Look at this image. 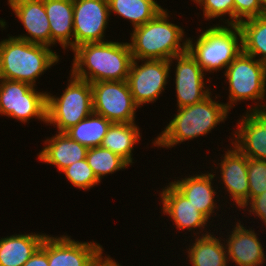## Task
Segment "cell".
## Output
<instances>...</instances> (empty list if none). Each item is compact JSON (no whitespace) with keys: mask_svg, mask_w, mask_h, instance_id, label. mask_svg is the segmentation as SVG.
Returning <instances> with one entry per match:
<instances>
[{"mask_svg":"<svg viewBox=\"0 0 266 266\" xmlns=\"http://www.w3.org/2000/svg\"><path fill=\"white\" fill-rule=\"evenodd\" d=\"M71 73L90 83L125 81L133 61L128 42L104 41L76 47Z\"/></svg>","mask_w":266,"mask_h":266,"instance_id":"6da1fadb","label":"cell"},{"mask_svg":"<svg viewBox=\"0 0 266 266\" xmlns=\"http://www.w3.org/2000/svg\"><path fill=\"white\" fill-rule=\"evenodd\" d=\"M67 87L60 96L47 92L46 125H53L57 132H66L93 113L91 83L69 75Z\"/></svg>","mask_w":266,"mask_h":266,"instance_id":"52a82bcc","label":"cell"},{"mask_svg":"<svg viewBox=\"0 0 266 266\" xmlns=\"http://www.w3.org/2000/svg\"><path fill=\"white\" fill-rule=\"evenodd\" d=\"M212 233V234H211ZM195 236L187 249V258L191 266H228L227 251L221 237L211 232Z\"/></svg>","mask_w":266,"mask_h":266,"instance_id":"603a6c76","label":"cell"},{"mask_svg":"<svg viewBox=\"0 0 266 266\" xmlns=\"http://www.w3.org/2000/svg\"><path fill=\"white\" fill-rule=\"evenodd\" d=\"M262 11L266 14V0H259Z\"/></svg>","mask_w":266,"mask_h":266,"instance_id":"d590c367","label":"cell"},{"mask_svg":"<svg viewBox=\"0 0 266 266\" xmlns=\"http://www.w3.org/2000/svg\"><path fill=\"white\" fill-rule=\"evenodd\" d=\"M45 146L38 153L39 161L54 165L61 172L73 163L86 159L88 148L74 141L65 132H57L44 140Z\"/></svg>","mask_w":266,"mask_h":266,"instance_id":"ffe728a7","label":"cell"},{"mask_svg":"<svg viewBox=\"0 0 266 266\" xmlns=\"http://www.w3.org/2000/svg\"><path fill=\"white\" fill-rule=\"evenodd\" d=\"M169 185L163 187L161 194L159 193L160 202L162 203V213L168 215V218H171V221L174 223V227L177 230H187L192 232L196 230V236L199 234L206 235L210 232L206 231L208 220L200 211L193 206L189 200L183 196L170 182ZM206 231L205 233L203 231ZM203 232V233H202ZM198 234V235H197Z\"/></svg>","mask_w":266,"mask_h":266,"instance_id":"9a60e30c","label":"cell"},{"mask_svg":"<svg viewBox=\"0 0 266 266\" xmlns=\"http://www.w3.org/2000/svg\"><path fill=\"white\" fill-rule=\"evenodd\" d=\"M109 17L108 0H73V50L82 44L104 42Z\"/></svg>","mask_w":266,"mask_h":266,"instance_id":"8fae6325","label":"cell"},{"mask_svg":"<svg viewBox=\"0 0 266 266\" xmlns=\"http://www.w3.org/2000/svg\"><path fill=\"white\" fill-rule=\"evenodd\" d=\"M49 20L51 46L60 44L73 51V0H44Z\"/></svg>","mask_w":266,"mask_h":266,"instance_id":"44dd1931","label":"cell"},{"mask_svg":"<svg viewBox=\"0 0 266 266\" xmlns=\"http://www.w3.org/2000/svg\"><path fill=\"white\" fill-rule=\"evenodd\" d=\"M111 124L112 122L105 117L92 113L65 133L79 144L87 148H94L101 146Z\"/></svg>","mask_w":266,"mask_h":266,"instance_id":"4316f807","label":"cell"},{"mask_svg":"<svg viewBox=\"0 0 266 266\" xmlns=\"http://www.w3.org/2000/svg\"><path fill=\"white\" fill-rule=\"evenodd\" d=\"M239 27L243 52L266 64V14L243 20Z\"/></svg>","mask_w":266,"mask_h":266,"instance_id":"484cf974","label":"cell"},{"mask_svg":"<svg viewBox=\"0 0 266 266\" xmlns=\"http://www.w3.org/2000/svg\"><path fill=\"white\" fill-rule=\"evenodd\" d=\"M47 91L19 81L0 78V115L28 123L36 118L46 124Z\"/></svg>","mask_w":266,"mask_h":266,"instance_id":"ba28073f","label":"cell"},{"mask_svg":"<svg viewBox=\"0 0 266 266\" xmlns=\"http://www.w3.org/2000/svg\"><path fill=\"white\" fill-rule=\"evenodd\" d=\"M141 65H138L139 62ZM144 61V62H143ZM174 65L169 60H137L133 59L127 83L134 102L141 108L143 104L154 103L165 91L170 69Z\"/></svg>","mask_w":266,"mask_h":266,"instance_id":"30bf717a","label":"cell"},{"mask_svg":"<svg viewBox=\"0 0 266 266\" xmlns=\"http://www.w3.org/2000/svg\"><path fill=\"white\" fill-rule=\"evenodd\" d=\"M93 113L112 123L136 122V110L140 108L133 99L127 80L91 83Z\"/></svg>","mask_w":266,"mask_h":266,"instance_id":"9c48e42d","label":"cell"},{"mask_svg":"<svg viewBox=\"0 0 266 266\" xmlns=\"http://www.w3.org/2000/svg\"><path fill=\"white\" fill-rule=\"evenodd\" d=\"M10 9L22 23L26 34L14 36L30 43L51 47L49 20L44 8V0H7Z\"/></svg>","mask_w":266,"mask_h":266,"instance_id":"ac0fdd59","label":"cell"},{"mask_svg":"<svg viewBox=\"0 0 266 266\" xmlns=\"http://www.w3.org/2000/svg\"><path fill=\"white\" fill-rule=\"evenodd\" d=\"M41 248L47 253L49 266H94L103 253L100 243L82 242L69 235H46Z\"/></svg>","mask_w":266,"mask_h":266,"instance_id":"7c38bea8","label":"cell"},{"mask_svg":"<svg viewBox=\"0 0 266 266\" xmlns=\"http://www.w3.org/2000/svg\"><path fill=\"white\" fill-rule=\"evenodd\" d=\"M198 31L201 34L196 40L188 38L187 51L205 73L226 69L243 51L239 25H209Z\"/></svg>","mask_w":266,"mask_h":266,"instance_id":"5b68a950","label":"cell"},{"mask_svg":"<svg viewBox=\"0 0 266 266\" xmlns=\"http://www.w3.org/2000/svg\"><path fill=\"white\" fill-rule=\"evenodd\" d=\"M249 201L266 191V161L248 158Z\"/></svg>","mask_w":266,"mask_h":266,"instance_id":"4dcf8cb0","label":"cell"},{"mask_svg":"<svg viewBox=\"0 0 266 266\" xmlns=\"http://www.w3.org/2000/svg\"><path fill=\"white\" fill-rule=\"evenodd\" d=\"M102 253L100 257L95 261L94 266H122L118 262H116L110 255H105Z\"/></svg>","mask_w":266,"mask_h":266,"instance_id":"e575fe53","label":"cell"},{"mask_svg":"<svg viewBox=\"0 0 266 266\" xmlns=\"http://www.w3.org/2000/svg\"><path fill=\"white\" fill-rule=\"evenodd\" d=\"M244 113L236 123L237 129L231 133L235 140L232 139L231 144L249 159L266 161V109Z\"/></svg>","mask_w":266,"mask_h":266,"instance_id":"2e32d148","label":"cell"},{"mask_svg":"<svg viewBox=\"0 0 266 266\" xmlns=\"http://www.w3.org/2000/svg\"><path fill=\"white\" fill-rule=\"evenodd\" d=\"M46 235L32 232L0 238V266H23L41 247Z\"/></svg>","mask_w":266,"mask_h":266,"instance_id":"7402d4cb","label":"cell"},{"mask_svg":"<svg viewBox=\"0 0 266 266\" xmlns=\"http://www.w3.org/2000/svg\"><path fill=\"white\" fill-rule=\"evenodd\" d=\"M86 160L100 182L104 178L103 176L106 177L108 174L116 173L130 166L119 155L101 146L88 148Z\"/></svg>","mask_w":266,"mask_h":266,"instance_id":"83f0119b","label":"cell"},{"mask_svg":"<svg viewBox=\"0 0 266 266\" xmlns=\"http://www.w3.org/2000/svg\"><path fill=\"white\" fill-rule=\"evenodd\" d=\"M23 266H49L47 253L40 247Z\"/></svg>","mask_w":266,"mask_h":266,"instance_id":"836d02e7","label":"cell"},{"mask_svg":"<svg viewBox=\"0 0 266 266\" xmlns=\"http://www.w3.org/2000/svg\"><path fill=\"white\" fill-rule=\"evenodd\" d=\"M169 17L167 9H162L152 20L133 29L129 40L133 59L170 60L187 51L185 29L169 22Z\"/></svg>","mask_w":266,"mask_h":266,"instance_id":"277c9868","label":"cell"},{"mask_svg":"<svg viewBox=\"0 0 266 266\" xmlns=\"http://www.w3.org/2000/svg\"><path fill=\"white\" fill-rule=\"evenodd\" d=\"M173 62H176L175 78L173 79L175 81L176 105L178 108L198 103L213 92L211 87L210 89L207 87V83L210 82L211 78L205 81L206 73L188 51L169 60L171 65Z\"/></svg>","mask_w":266,"mask_h":266,"instance_id":"4fadbf2b","label":"cell"},{"mask_svg":"<svg viewBox=\"0 0 266 266\" xmlns=\"http://www.w3.org/2000/svg\"><path fill=\"white\" fill-rule=\"evenodd\" d=\"M51 47L9 36L0 41V78L28 83L36 81L59 62Z\"/></svg>","mask_w":266,"mask_h":266,"instance_id":"3957f363","label":"cell"},{"mask_svg":"<svg viewBox=\"0 0 266 266\" xmlns=\"http://www.w3.org/2000/svg\"><path fill=\"white\" fill-rule=\"evenodd\" d=\"M135 123H112L101 143V147L119 155L129 165L134 163L133 150L142 137Z\"/></svg>","mask_w":266,"mask_h":266,"instance_id":"cb8c5ba5","label":"cell"},{"mask_svg":"<svg viewBox=\"0 0 266 266\" xmlns=\"http://www.w3.org/2000/svg\"><path fill=\"white\" fill-rule=\"evenodd\" d=\"M230 233V234H229ZM227 232V238L223 239L228 263L232 261L238 266H260L266 262L264 244L258 238L257 232L252 227L247 229L241 221L234 224L231 232ZM263 244V245H262Z\"/></svg>","mask_w":266,"mask_h":266,"instance_id":"e0dca14e","label":"cell"},{"mask_svg":"<svg viewBox=\"0 0 266 266\" xmlns=\"http://www.w3.org/2000/svg\"><path fill=\"white\" fill-rule=\"evenodd\" d=\"M224 76L229 85V101L225 103L229 111L245 100L256 103L247 112L266 109V64L242 51L225 69Z\"/></svg>","mask_w":266,"mask_h":266,"instance_id":"8992f818","label":"cell"},{"mask_svg":"<svg viewBox=\"0 0 266 266\" xmlns=\"http://www.w3.org/2000/svg\"><path fill=\"white\" fill-rule=\"evenodd\" d=\"M109 13L129 20L133 29L152 20L163 8L155 0H108Z\"/></svg>","mask_w":266,"mask_h":266,"instance_id":"d4e9b609","label":"cell"},{"mask_svg":"<svg viewBox=\"0 0 266 266\" xmlns=\"http://www.w3.org/2000/svg\"><path fill=\"white\" fill-rule=\"evenodd\" d=\"M74 187L88 191L101 183L86 159L77 161L61 171Z\"/></svg>","mask_w":266,"mask_h":266,"instance_id":"f1b7e54d","label":"cell"},{"mask_svg":"<svg viewBox=\"0 0 266 266\" xmlns=\"http://www.w3.org/2000/svg\"><path fill=\"white\" fill-rule=\"evenodd\" d=\"M231 145L230 150L228 148L221 156V162L216 164L220 166L214 169L220 167V183L224 184V190L228 192L230 200H233V205L240 210L249 202L248 157Z\"/></svg>","mask_w":266,"mask_h":266,"instance_id":"5bb4252c","label":"cell"},{"mask_svg":"<svg viewBox=\"0 0 266 266\" xmlns=\"http://www.w3.org/2000/svg\"><path fill=\"white\" fill-rule=\"evenodd\" d=\"M214 173V174H213ZM206 172L189 177L177 178L174 182H170L189 202L197 208L208 220L212 219V215L216 214V209L220 207L215 199L217 194L213 180L217 174L216 172ZM181 179V180H180ZM216 188V189H214ZM218 204V205H217ZM215 213V214H213Z\"/></svg>","mask_w":266,"mask_h":266,"instance_id":"d6986e66","label":"cell"},{"mask_svg":"<svg viewBox=\"0 0 266 266\" xmlns=\"http://www.w3.org/2000/svg\"><path fill=\"white\" fill-rule=\"evenodd\" d=\"M212 93L204 100L177 109L164 130L152 141L155 147L173 148L182 142L206 136L220 123H225L229 110L225 103L212 99Z\"/></svg>","mask_w":266,"mask_h":266,"instance_id":"7a4b0ae2","label":"cell"},{"mask_svg":"<svg viewBox=\"0 0 266 266\" xmlns=\"http://www.w3.org/2000/svg\"><path fill=\"white\" fill-rule=\"evenodd\" d=\"M245 208L249 211L248 215L254 214V216L259 217L264 223L263 226H266V191L253 197L242 210L246 211Z\"/></svg>","mask_w":266,"mask_h":266,"instance_id":"d6a6232c","label":"cell"},{"mask_svg":"<svg viewBox=\"0 0 266 266\" xmlns=\"http://www.w3.org/2000/svg\"><path fill=\"white\" fill-rule=\"evenodd\" d=\"M265 15L259 0H234V25L243 20Z\"/></svg>","mask_w":266,"mask_h":266,"instance_id":"1f68e13d","label":"cell"},{"mask_svg":"<svg viewBox=\"0 0 266 266\" xmlns=\"http://www.w3.org/2000/svg\"><path fill=\"white\" fill-rule=\"evenodd\" d=\"M193 2L203 9L205 20H215L221 17L224 24L234 25V0H194ZM226 15L229 18L225 20L223 16Z\"/></svg>","mask_w":266,"mask_h":266,"instance_id":"f546056e","label":"cell"}]
</instances>
